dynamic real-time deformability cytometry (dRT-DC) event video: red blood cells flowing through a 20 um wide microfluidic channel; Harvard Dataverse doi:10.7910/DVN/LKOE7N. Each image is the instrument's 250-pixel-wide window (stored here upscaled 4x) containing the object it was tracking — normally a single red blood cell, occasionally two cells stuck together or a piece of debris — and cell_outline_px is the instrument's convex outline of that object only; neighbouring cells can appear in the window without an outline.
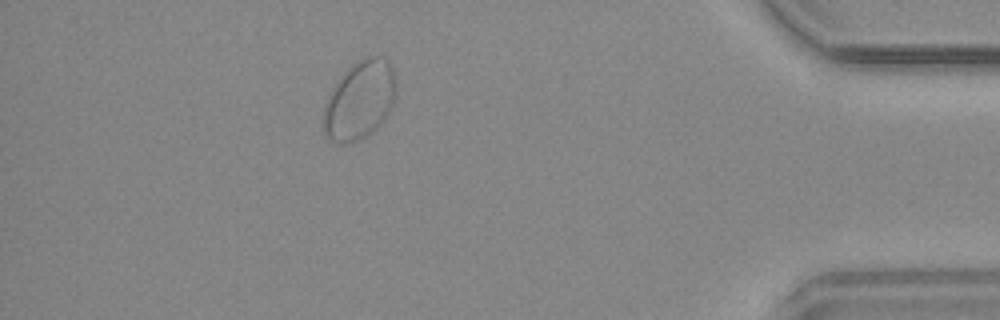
{"species": "common noctule bat (a hibernating species)", "species_latin": "Nyctalus noctula", "temperature_condition": "warm", "stored_images_in_passage": 25, "camera_frame_rate_fps": 3000, "um_per_image_px": 0.085, "animal": {"sex": "male", "body_mass_g": 20.4}, "frame": {"image": 1, "passage_image": 22, "time_ms": 7.0, "image_size_px": [1000, 320], "cell_outline_px": [[396, 96], [392, 108], [384, 120], [376, 128], [360, 140], [344, 144], [340, 144], [324, 136], [324, 104], [328, 92], [340, 76], [352, 64], [364, 56], [384, 56], [388, 60], [392, 68], [396, 80]], "centroid_in_image_um": [30.57, 8.49], "position_along_channel_um": 404.6, "area_um2": 33.81}}